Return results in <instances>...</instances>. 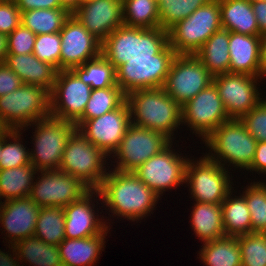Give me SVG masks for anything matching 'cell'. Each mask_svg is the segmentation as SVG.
<instances>
[{"label":"cell","instance_id":"cell-41","mask_svg":"<svg viewBox=\"0 0 266 266\" xmlns=\"http://www.w3.org/2000/svg\"><path fill=\"white\" fill-rule=\"evenodd\" d=\"M241 266H266V233L238 236Z\"/></svg>","mask_w":266,"mask_h":266},{"label":"cell","instance_id":"cell-24","mask_svg":"<svg viewBox=\"0 0 266 266\" xmlns=\"http://www.w3.org/2000/svg\"><path fill=\"white\" fill-rule=\"evenodd\" d=\"M260 40L261 36L229 32L230 73L262 77Z\"/></svg>","mask_w":266,"mask_h":266},{"label":"cell","instance_id":"cell-7","mask_svg":"<svg viewBox=\"0 0 266 266\" xmlns=\"http://www.w3.org/2000/svg\"><path fill=\"white\" fill-rule=\"evenodd\" d=\"M106 157L76 129L67 141L59 170L78 178L89 189H98L108 173Z\"/></svg>","mask_w":266,"mask_h":266},{"label":"cell","instance_id":"cell-51","mask_svg":"<svg viewBox=\"0 0 266 266\" xmlns=\"http://www.w3.org/2000/svg\"><path fill=\"white\" fill-rule=\"evenodd\" d=\"M8 54V36L0 33V63L4 62Z\"/></svg>","mask_w":266,"mask_h":266},{"label":"cell","instance_id":"cell-29","mask_svg":"<svg viewBox=\"0 0 266 266\" xmlns=\"http://www.w3.org/2000/svg\"><path fill=\"white\" fill-rule=\"evenodd\" d=\"M191 212V226L195 235L203 242L225 236L221 204L196 202Z\"/></svg>","mask_w":266,"mask_h":266},{"label":"cell","instance_id":"cell-39","mask_svg":"<svg viewBox=\"0 0 266 266\" xmlns=\"http://www.w3.org/2000/svg\"><path fill=\"white\" fill-rule=\"evenodd\" d=\"M250 184L242 194L250 211L252 233H266V184Z\"/></svg>","mask_w":266,"mask_h":266},{"label":"cell","instance_id":"cell-33","mask_svg":"<svg viewBox=\"0 0 266 266\" xmlns=\"http://www.w3.org/2000/svg\"><path fill=\"white\" fill-rule=\"evenodd\" d=\"M71 14L66 8L26 10L21 12V24L36 35L58 33Z\"/></svg>","mask_w":266,"mask_h":266},{"label":"cell","instance_id":"cell-56","mask_svg":"<svg viewBox=\"0 0 266 266\" xmlns=\"http://www.w3.org/2000/svg\"><path fill=\"white\" fill-rule=\"evenodd\" d=\"M0 160H1V138H0Z\"/></svg>","mask_w":266,"mask_h":266},{"label":"cell","instance_id":"cell-30","mask_svg":"<svg viewBox=\"0 0 266 266\" xmlns=\"http://www.w3.org/2000/svg\"><path fill=\"white\" fill-rule=\"evenodd\" d=\"M232 190L221 203L225 236L238 237L252 233L251 215L245 196L232 197ZM231 197V198H230Z\"/></svg>","mask_w":266,"mask_h":266},{"label":"cell","instance_id":"cell-12","mask_svg":"<svg viewBox=\"0 0 266 266\" xmlns=\"http://www.w3.org/2000/svg\"><path fill=\"white\" fill-rule=\"evenodd\" d=\"M213 83V76L195 55L177 54L173 59L164 91L180 106Z\"/></svg>","mask_w":266,"mask_h":266},{"label":"cell","instance_id":"cell-48","mask_svg":"<svg viewBox=\"0 0 266 266\" xmlns=\"http://www.w3.org/2000/svg\"><path fill=\"white\" fill-rule=\"evenodd\" d=\"M246 170L266 174V141L257 142L253 161Z\"/></svg>","mask_w":266,"mask_h":266},{"label":"cell","instance_id":"cell-46","mask_svg":"<svg viewBox=\"0 0 266 266\" xmlns=\"http://www.w3.org/2000/svg\"><path fill=\"white\" fill-rule=\"evenodd\" d=\"M23 82L4 62L0 63V97L18 89Z\"/></svg>","mask_w":266,"mask_h":266},{"label":"cell","instance_id":"cell-6","mask_svg":"<svg viewBox=\"0 0 266 266\" xmlns=\"http://www.w3.org/2000/svg\"><path fill=\"white\" fill-rule=\"evenodd\" d=\"M221 28L219 0H210L168 30L169 45L176 54L194 55Z\"/></svg>","mask_w":266,"mask_h":266},{"label":"cell","instance_id":"cell-23","mask_svg":"<svg viewBox=\"0 0 266 266\" xmlns=\"http://www.w3.org/2000/svg\"><path fill=\"white\" fill-rule=\"evenodd\" d=\"M11 248L16 258L0 250V264L21 266L19 263L24 260L33 266H63L58 246L45 243L34 235L21 239Z\"/></svg>","mask_w":266,"mask_h":266},{"label":"cell","instance_id":"cell-55","mask_svg":"<svg viewBox=\"0 0 266 266\" xmlns=\"http://www.w3.org/2000/svg\"><path fill=\"white\" fill-rule=\"evenodd\" d=\"M248 2H250L251 4L260 2V1H266V0H247Z\"/></svg>","mask_w":266,"mask_h":266},{"label":"cell","instance_id":"cell-42","mask_svg":"<svg viewBox=\"0 0 266 266\" xmlns=\"http://www.w3.org/2000/svg\"><path fill=\"white\" fill-rule=\"evenodd\" d=\"M60 33L36 35L33 54L42 62L50 63L60 70Z\"/></svg>","mask_w":266,"mask_h":266},{"label":"cell","instance_id":"cell-52","mask_svg":"<svg viewBox=\"0 0 266 266\" xmlns=\"http://www.w3.org/2000/svg\"><path fill=\"white\" fill-rule=\"evenodd\" d=\"M59 3L63 8L68 9L71 13L78 8V0H59Z\"/></svg>","mask_w":266,"mask_h":266},{"label":"cell","instance_id":"cell-11","mask_svg":"<svg viewBox=\"0 0 266 266\" xmlns=\"http://www.w3.org/2000/svg\"><path fill=\"white\" fill-rule=\"evenodd\" d=\"M171 142L162 133L131 123L121 143L112 153L113 157L118 158L117 166L114 165L115 168L113 169L121 172H134L149 158L165 149Z\"/></svg>","mask_w":266,"mask_h":266},{"label":"cell","instance_id":"cell-17","mask_svg":"<svg viewBox=\"0 0 266 266\" xmlns=\"http://www.w3.org/2000/svg\"><path fill=\"white\" fill-rule=\"evenodd\" d=\"M130 124V109L126 101L100 117L75 122L77 130L108 157L117 149Z\"/></svg>","mask_w":266,"mask_h":266},{"label":"cell","instance_id":"cell-44","mask_svg":"<svg viewBox=\"0 0 266 266\" xmlns=\"http://www.w3.org/2000/svg\"><path fill=\"white\" fill-rule=\"evenodd\" d=\"M36 34L20 24L8 35V54L33 53Z\"/></svg>","mask_w":266,"mask_h":266},{"label":"cell","instance_id":"cell-10","mask_svg":"<svg viewBox=\"0 0 266 266\" xmlns=\"http://www.w3.org/2000/svg\"><path fill=\"white\" fill-rule=\"evenodd\" d=\"M191 161L188 158L184 179L190 184L191 198L198 203L221 204L232 190L228 170L207 155Z\"/></svg>","mask_w":266,"mask_h":266},{"label":"cell","instance_id":"cell-20","mask_svg":"<svg viewBox=\"0 0 266 266\" xmlns=\"http://www.w3.org/2000/svg\"><path fill=\"white\" fill-rule=\"evenodd\" d=\"M72 14L101 43L124 25L122 0L90 1L78 6Z\"/></svg>","mask_w":266,"mask_h":266},{"label":"cell","instance_id":"cell-15","mask_svg":"<svg viewBox=\"0 0 266 266\" xmlns=\"http://www.w3.org/2000/svg\"><path fill=\"white\" fill-rule=\"evenodd\" d=\"M41 172L33 183L29 198L39 207H66L77 201L89 188L78 178L59 169Z\"/></svg>","mask_w":266,"mask_h":266},{"label":"cell","instance_id":"cell-47","mask_svg":"<svg viewBox=\"0 0 266 266\" xmlns=\"http://www.w3.org/2000/svg\"><path fill=\"white\" fill-rule=\"evenodd\" d=\"M21 12L33 9L63 8L59 0H14Z\"/></svg>","mask_w":266,"mask_h":266},{"label":"cell","instance_id":"cell-1","mask_svg":"<svg viewBox=\"0 0 266 266\" xmlns=\"http://www.w3.org/2000/svg\"><path fill=\"white\" fill-rule=\"evenodd\" d=\"M109 172L101 186L95 189V196L96 198L99 196L100 201L102 199L113 215L137 221L152 213L159 200V196L153 190L148 188L134 172L116 170Z\"/></svg>","mask_w":266,"mask_h":266},{"label":"cell","instance_id":"cell-38","mask_svg":"<svg viewBox=\"0 0 266 266\" xmlns=\"http://www.w3.org/2000/svg\"><path fill=\"white\" fill-rule=\"evenodd\" d=\"M210 0H159L160 27L168 31L177 22L189 17Z\"/></svg>","mask_w":266,"mask_h":266},{"label":"cell","instance_id":"cell-40","mask_svg":"<svg viewBox=\"0 0 266 266\" xmlns=\"http://www.w3.org/2000/svg\"><path fill=\"white\" fill-rule=\"evenodd\" d=\"M20 131L8 130L1 137L0 169L17 168L30 164L29 152L20 142L22 134ZM8 139H12L14 143L12 141L9 142Z\"/></svg>","mask_w":266,"mask_h":266},{"label":"cell","instance_id":"cell-32","mask_svg":"<svg viewBox=\"0 0 266 266\" xmlns=\"http://www.w3.org/2000/svg\"><path fill=\"white\" fill-rule=\"evenodd\" d=\"M36 168L30 163L17 168L0 169V197L6 200L29 197Z\"/></svg>","mask_w":266,"mask_h":266},{"label":"cell","instance_id":"cell-27","mask_svg":"<svg viewBox=\"0 0 266 266\" xmlns=\"http://www.w3.org/2000/svg\"><path fill=\"white\" fill-rule=\"evenodd\" d=\"M222 28L252 36H261L259 26L247 0H219Z\"/></svg>","mask_w":266,"mask_h":266},{"label":"cell","instance_id":"cell-25","mask_svg":"<svg viewBox=\"0 0 266 266\" xmlns=\"http://www.w3.org/2000/svg\"><path fill=\"white\" fill-rule=\"evenodd\" d=\"M23 84L38 85L51 92L58 69L50 63L40 61L33 53L7 54L4 61Z\"/></svg>","mask_w":266,"mask_h":266},{"label":"cell","instance_id":"cell-54","mask_svg":"<svg viewBox=\"0 0 266 266\" xmlns=\"http://www.w3.org/2000/svg\"><path fill=\"white\" fill-rule=\"evenodd\" d=\"M90 1H94V0H78V6H80L84 3L90 2Z\"/></svg>","mask_w":266,"mask_h":266},{"label":"cell","instance_id":"cell-5","mask_svg":"<svg viewBox=\"0 0 266 266\" xmlns=\"http://www.w3.org/2000/svg\"><path fill=\"white\" fill-rule=\"evenodd\" d=\"M50 116V92L38 85L22 84L0 97V119L9 130H23Z\"/></svg>","mask_w":266,"mask_h":266},{"label":"cell","instance_id":"cell-36","mask_svg":"<svg viewBox=\"0 0 266 266\" xmlns=\"http://www.w3.org/2000/svg\"><path fill=\"white\" fill-rule=\"evenodd\" d=\"M63 207H41L34 236L45 243L58 246L65 239Z\"/></svg>","mask_w":266,"mask_h":266},{"label":"cell","instance_id":"cell-8","mask_svg":"<svg viewBox=\"0 0 266 266\" xmlns=\"http://www.w3.org/2000/svg\"><path fill=\"white\" fill-rule=\"evenodd\" d=\"M176 52L169 43L153 58H129L115 69L116 83L124 94L163 87Z\"/></svg>","mask_w":266,"mask_h":266},{"label":"cell","instance_id":"cell-19","mask_svg":"<svg viewBox=\"0 0 266 266\" xmlns=\"http://www.w3.org/2000/svg\"><path fill=\"white\" fill-rule=\"evenodd\" d=\"M60 33V70H71L101 55V42L71 14Z\"/></svg>","mask_w":266,"mask_h":266},{"label":"cell","instance_id":"cell-50","mask_svg":"<svg viewBox=\"0 0 266 266\" xmlns=\"http://www.w3.org/2000/svg\"><path fill=\"white\" fill-rule=\"evenodd\" d=\"M259 54L261 74L263 77L266 76V33L261 35Z\"/></svg>","mask_w":266,"mask_h":266},{"label":"cell","instance_id":"cell-28","mask_svg":"<svg viewBox=\"0 0 266 266\" xmlns=\"http://www.w3.org/2000/svg\"><path fill=\"white\" fill-rule=\"evenodd\" d=\"M194 55L213 77L229 72V31L217 30Z\"/></svg>","mask_w":266,"mask_h":266},{"label":"cell","instance_id":"cell-26","mask_svg":"<svg viewBox=\"0 0 266 266\" xmlns=\"http://www.w3.org/2000/svg\"><path fill=\"white\" fill-rule=\"evenodd\" d=\"M108 226L100 233L83 239L65 238L59 245L63 266H93L103 250ZM107 231V232H106Z\"/></svg>","mask_w":266,"mask_h":266},{"label":"cell","instance_id":"cell-49","mask_svg":"<svg viewBox=\"0 0 266 266\" xmlns=\"http://www.w3.org/2000/svg\"><path fill=\"white\" fill-rule=\"evenodd\" d=\"M252 9L259 26V31L263 35L266 33V1L252 4Z\"/></svg>","mask_w":266,"mask_h":266},{"label":"cell","instance_id":"cell-57","mask_svg":"<svg viewBox=\"0 0 266 266\" xmlns=\"http://www.w3.org/2000/svg\"><path fill=\"white\" fill-rule=\"evenodd\" d=\"M1 198V197H0ZM0 201H1V199H0ZM2 205H3V203H2V201L0 202V210L2 209Z\"/></svg>","mask_w":266,"mask_h":266},{"label":"cell","instance_id":"cell-53","mask_svg":"<svg viewBox=\"0 0 266 266\" xmlns=\"http://www.w3.org/2000/svg\"><path fill=\"white\" fill-rule=\"evenodd\" d=\"M9 129L3 124L0 119V138L8 131Z\"/></svg>","mask_w":266,"mask_h":266},{"label":"cell","instance_id":"cell-37","mask_svg":"<svg viewBox=\"0 0 266 266\" xmlns=\"http://www.w3.org/2000/svg\"><path fill=\"white\" fill-rule=\"evenodd\" d=\"M126 101V95L116 84L111 87L92 89L83 115L78 120H89L119 108Z\"/></svg>","mask_w":266,"mask_h":266},{"label":"cell","instance_id":"cell-45","mask_svg":"<svg viewBox=\"0 0 266 266\" xmlns=\"http://www.w3.org/2000/svg\"><path fill=\"white\" fill-rule=\"evenodd\" d=\"M21 24V11L14 0H0V33L7 36Z\"/></svg>","mask_w":266,"mask_h":266},{"label":"cell","instance_id":"cell-13","mask_svg":"<svg viewBox=\"0 0 266 266\" xmlns=\"http://www.w3.org/2000/svg\"><path fill=\"white\" fill-rule=\"evenodd\" d=\"M91 92V86L72 70H58L50 92V115L75 123L83 115Z\"/></svg>","mask_w":266,"mask_h":266},{"label":"cell","instance_id":"cell-31","mask_svg":"<svg viewBox=\"0 0 266 266\" xmlns=\"http://www.w3.org/2000/svg\"><path fill=\"white\" fill-rule=\"evenodd\" d=\"M200 260L206 266H241V249L238 237L224 236L203 243Z\"/></svg>","mask_w":266,"mask_h":266},{"label":"cell","instance_id":"cell-43","mask_svg":"<svg viewBox=\"0 0 266 266\" xmlns=\"http://www.w3.org/2000/svg\"><path fill=\"white\" fill-rule=\"evenodd\" d=\"M240 120L257 142L266 141V101L261 100Z\"/></svg>","mask_w":266,"mask_h":266},{"label":"cell","instance_id":"cell-14","mask_svg":"<svg viewBox=\"0 0 266 266\" xmlns=\"http://www.w3.org/2000/svg\"><path fill=\"white\" fill-rule=\"evenodd\" d=\"M181 108L182 123H187L190 130L203 139L222 123L230 120L214 83L200 91Z\"/></svg>","mask_w":266,"mask_h":266},{"label":"cell","instance_id":"cell-16","mask_svg":"<svg viewBox=\"0 0 266 266\" xmlns=\"http://www.w3.org/2000/svg\"><path fill=\"white\" fill-rule=\"evenodd\" d=\"M171 147L172 143L134 171L135 175L159 198L167 189L177 188L185 183V168L188 158L180 156L175 149L173 152Z\"/></svg>","mask_w":266,"mask_h":266},{"label":"cell","instance_id":"cell-22","mask_svg":"<svg viewBox=\"0 0 266 266\" xmlns=\"http://www.w3.org/2000/svg\"><path fill=\"white\" fill-rule=\"evenodd\" d=\"M94 193L95 189H89L77 201L63 208L65 213V238L83 239L92 237L100 234L108 226L95 215V204L91 200Z\"/></svg>","mask_w":266,"mask_h":266},{"label":"cell","instance_id":"cell-21","mask_svg":"<svg viewBox=\"0 0 266 266\" xmlns=\"http://www.w3.org/2000/svg\"><path fill=\"white\" fill-rule=\"evenodd\" d=\"M41 207L29 197L6 200L0 210V223L3 226L8 243L16 242L34 235ZM8 233V234H7ZM10 241V242H9Z\"/></svg>","mask_w":266,"mask_h":266},{"label":"cell","instance_id":"cell-2","mask_svg":"<svg viewBox=\"0 0 266 266\" xmlns=\"http://www.w3.org/2000/svg\"><path fill=\"white\" fill-rule=\"evenodd\" d=\"M126 102L132 124L162 133L172 141L173 131L182 124V108L163 87L132 91L126 94Z\"/></svg>","mask_w":266,"mask_h":266},{"label":"cell","instance_id":"cell-9","mask_svg":"<svg viewBox=\"0 0 266 266\" xmlns=\"http://www.w3.org/2000/svg\"><path fill=\"white\" fill-rule=\"evenodd\" d=\"M34 123L35 150L29 151L30 163L37 171L59 169L67 141L77 129L75 123L51 115Z\"/></svg>","mask_w":266,"mask_h":266},{"label":"cell","instance_id":"cell-34","mask_svg":"<svg viewBox=\"0 0 266 266\" xmlns=\"http://www.w3.org/2000/svg\"><path fill=\"white\" fill-rule=\"evenodd\" d=\"M123 23L127 27H160L156 0H122Z\"/></svg>","mask_w":266,"mask_h":266},{"label":"cell","instance_id":"cell-3","mask_svg":"<svg viewBox=\"0 0 266 266\" xmlns=\"http://www.w3.org/2000/svg\"><path fill=\"white\" fill-rule=\"evenodd\" d=\"M168 43V31L161 27L145 29L122 25L101 43V55L116 69L129 58H153Z\"/></svg>","mask_w":266,"mask_h":266},{"label":"cell","instance_id":"cell-35","mask_svg":"<svg viewBox=\"0 0 266 266\" xmlns=\"http://www.w3.org/2000/svg\"><path fill=\"white\" fill-rule=\"evenodd\" d=\"M81 81L91 89L106 88L116 85L114 66L102 55L71 69Z\"/></svg>","mask_w":266,"mask_h":266},{"label":"cell","instance_id":"cell-4","mask_svg":"<svg viewBox=\"0 0 266 266\" xmlns=\"http://www.w3.org/2000/svg\"><path fill=\"white\" fill-rule=\"evenodd\" d=\"M204 142L211 148L209 151L214 152L206 155L220 166L225 168V164L229 162V165L231 163L243 170L251 165L257 145V141L240 119H230L222 123L203 140Z\"/></svg>","mask_w":266,"mask_h":266},{"label":"cell","instance_id":"cell-18","mask_svg":"<svg viewBox=\"0 0 266 266\" xmlns=\"http://www.w3.org/2000/svg\"><path fill=\"white\" fill-rule=\"evenodd\" d=\"M260 78L230 72L213 77L230 119H240L262 100L255 84Z\"/></svg>","mask_w":266,"mask_h":266}]
</instances>
